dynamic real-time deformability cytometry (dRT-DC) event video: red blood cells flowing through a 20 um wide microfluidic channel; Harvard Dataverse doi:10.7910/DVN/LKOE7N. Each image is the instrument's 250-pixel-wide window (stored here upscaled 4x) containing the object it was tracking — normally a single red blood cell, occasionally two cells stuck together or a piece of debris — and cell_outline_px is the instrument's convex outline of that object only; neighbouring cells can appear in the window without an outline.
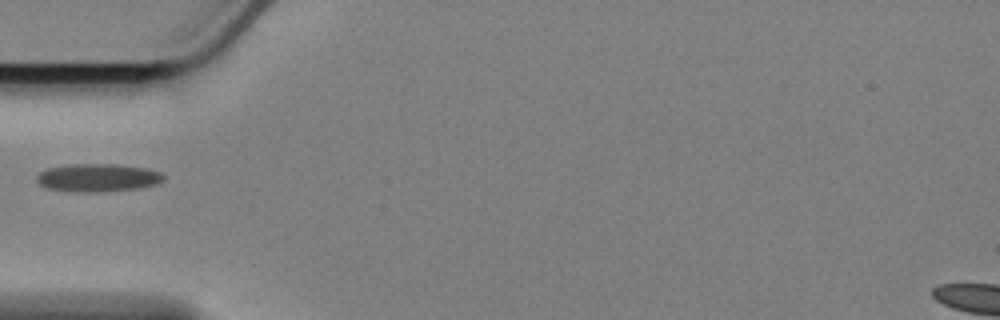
{"species": "Egyptian fruit bat (a non-hibernating species)", "species_latin": "Rousettus aegyptiacus", "temperature_condition": "cold", "stored_images_in_passage": 41, "camera_frame_rate_fps": 3000, "um_per_image_px": 0.085, "animal": {"sex": "female"}, "frame": {"image": 1, "passage_image": 1, "time_ms": 0.0, "image_size_px": [1000, 320], "cell_outline_px": [[164, 180], [156, 184], [140, 188], [96, 192], [72, 192], [48, 188], [40, 184], [36, 180], [36, 176], [40, 172], [48, 168], [68, 164], [120, 164], [148, 168], [160, 172], [164, 176]], "centroid_in_image_um": [8.32, 15.1], "position_along_channel_um": 76.7, "area_um2": 20.87}}
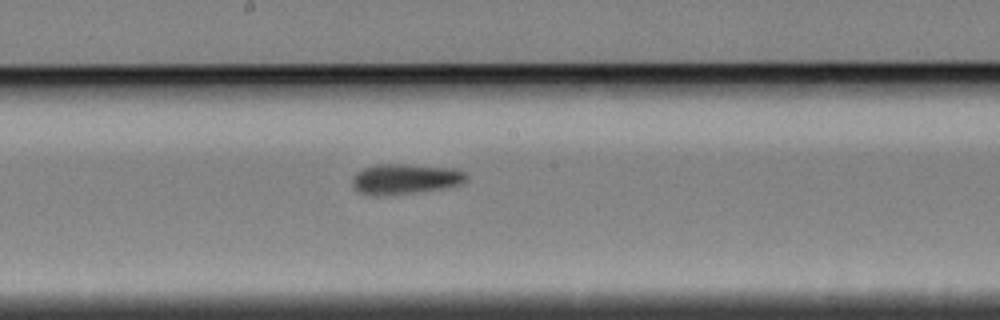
{"frame": {"image": 2, "passage_image": 13, "time_ms": 4.0, "image_size_px": [1000, 320], "cell_outline_px": [[468, 180], [460, 184], [440, 188], [384, 196], [376, 196], [360, 192], [352, 184], [352, 180], [356, 172], [364, 168], [376, 164], [408, 164], [456, 168], [464, 172], [468, 176]], "centroid_in_image_um": [34.44, 15.19], "position_along_channel_um": 213.8, "area_um2": 20.06}}
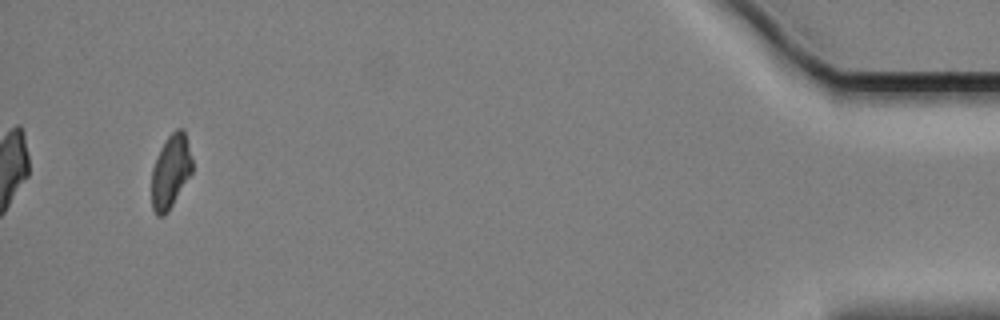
{"frame": {"image": 3, "passage_image": 38, "time_ms": 12.333, "image_size_px": [1000, 320], "cell_outline_px": [[192, 172], [168, 212], [164, 216], [156, 216], [152, 208], [152, 168], [160, 148], [168, 136], [176, 128], [184, 128], [192, 156]], "centroid_in_image_um": [14.51, 14.56], "position_along_channel_um": 420.7, "area_um2": 17.51}}